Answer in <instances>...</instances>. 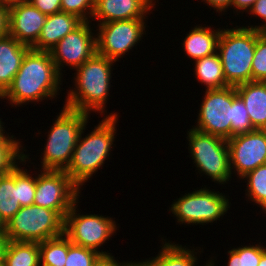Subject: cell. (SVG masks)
I'll return each mask as SVG.
<instances>
[{"label": "cell", "mask_w": 266, "mask_h": 266, "mask_svg": "<svg viewBox=\"0 0 266 266\" xmlns=\"http://www.w3.org/2000/svg\"><path fill=\"white\" fill-rule=\"evenodd\" d=\"M63 76L57 71L49 51L30 49L11 85L0 96L12 106L55 98ZM55 96V97H54Z\"/></svg>", "instance_id": "obj_1"}, {"label": "cell", "mask_w": 266, "mask_h": 266, "mask_svg": "<svg viewBox=\"0 0 266 266\" xmlns=\"http://www.w3.org/2000/svg\"><path fill=\"white\" fill-rule=\"evenodd\" d=\"M113 63L115 61L95 53L76 68L75 88L69 90L64 107L88 114L91 113L90 111L104 113L111 85Z\"/></svg>", "instance_id": "obj_2"}, {"label": "cell", "mask_w": 266, "mask_h": 266, "mask_svg": "<svg viewBox=\"0 0 266 266\" xmlns=\"http://www.w3.org/2000/svg\"><path fill=\"white\" fill-rule=\"evenodd\" d=\"M107 116L85 137H81L84 133L83 130L86 129V124L83 126L71 162L65 170L79 188L104 165L105 159L111 152L115 131H117L118 115L110 113Z\"/></svg>", "instance_id": "obj_3"}, {"label": "cell", "mask_w": 266, "mask_h": 266, "mask_svg": "<svg viewBox=\"0 0 266 266\" xmlns=\"http://www.w3.org/2000/svg\"><path fill=\"white\" fill-rule=\"evenodd\" d=\"M256 40V29L246 28V26L222 29L217 52L229 86L236 87L252 81V60Z\"/></svg>", "instance_id": "obj_4"}, {"label": "cell", "mask_w": 266, "mask_h": 266, "mask_svg": "<svg viewBox=\"0 0 266 266\" xmlns=\"http://www.w3.org/2000/svg\"><path fill=\"white\" fill-rule=\"evenodd\" d=\"M89 115L63 106V110L48 131L46 147L41 158L42 170L65 171L67 169L80 132L88 123Z\"/></svg>", "instance_id": "obj_5"}, {"label": "cell", "mask_w": 266, "mask_h": 266, "mask_svg": "<svg viewBox=\"0 0 266 266\" xmlns=\"http://www.w3.org/2000/svg\"><path fill=\"white\" fill-rule=\"evenodd\" d=\"M8 240L43 242L64 234V218L57 212L32 204L21 209L5 224Z\"/></svg>", "instance_id": "obj_6"}, {"label": "cell", "mask_w": 266, "mask_h": 266, "mask_svg": "<svg viewBox=\"0 0 266 266\" xmlns=\"http://www.w3.org/2000/svg\"><path fill=\"white\" fill-rule=\"evenodd\" d=\"M189 151L199 172L219 184L230 180L231 169L227 140L194 128L187 133Z\"/></svg>", "instance_id": "obj_7"}, {"label": "cell", "mask_w": 266, "mask_h": 266, "mask_svg": "<svg viewBox=\"0 0 266 266\" xmlns=\"http://www.w3.org/2000/svg\"><path fill=\"white\" fill-rule=\"evenodd\" d=\"M225 194L211 191L204 187L188 193L173 202L170 211L176 216L179 224L213 223L224 216L230 208ZM219 218V219H218Z\"/></svg>", "instance_id": "obj_8"}, {"label": "cell", "mask_w": 266, "mask_h": 266, "mask_svg": "<svg viewBox=\"0 0 266 266\" xmlns=\"http://www.w3.org/2000/svg\"><path fill=\"white\" fill-rule=\"evenodd\" d=\"M78 200L72 205L64 218V235L73 243L85 248L92 249L101 255L110 253L99 251V247L109 241L116 233L115 221L110 217L77 213Z\"/></svg>", "instance_id": "obj_9"}, {"label": "cell", "mask_w": 266, "mask_h": 266, "mask_svg": "<svg viewBox=\"0 0 266 266\" xmlns=\"http://www.w3.org/2000/svg\"><path fill=\"white\" fill-rule=\"evenodd\" d=\"M39 171L33 204L57 211L65 218L72 205L79 200L80 188L65 171Z\"/></svg>", "instance_id": "obj_10"}, {"label": "cell", "mask_w": 266, "mask_h": 266, "mask_svg": "<svg viewBox=\"0 0 266 266\" xmlns=\"http://www.w3.org/2000/svg\"><path fill=\"white\" fill-rule=\"evenodd\" d=\"M144 21L135 18L98 24L96 53L116 62L141 41L147 26Z\"/></svg>", "instance_id": "obj_11"}, {"label": "cell", "mask_w": 266, "mask_h": 266, "mask_svg": "<svg viewBox=\"0 0 266 266\" xmlns=\"http://www.w3.org/2000/svg\"><path fill=\"white\" fill-rule=\"evenodd\" d=\"M49 52L61 75L64 65L70 66V69L80 67L96 53V36L89 21H84L74 31L68 33Z\"/></svg>", "instance_id": "obj_12"}, {"label": "cell", "mask_w": 266, "mask_h": 266, "mask_svg": "<svg viewBox=\"0 0 266 266\" xmlns=\"http://www.w3.org/2000/svg\"><path fill=\"white\" fill-rule=\"evenodd\" d=\"M232 106V86L205 91L197 124L194 129L215 135L226 140L231 138V121H228L227 108Z\"/></svg>", "instance_id": "obj_13"}, {"label": "cell", "mask_w": 266, "mask_h": 266, "mask_svg": "<svg viewBox=\"0 0 266 266\" xmlns=\"http://www.w3.org/2000/svg\"><path fill=\"white\" fill-rule=\"evenodd\" d=\"M230 169L237 172L240 179L258 166L266 164V130L234 135L227 140Z\"/></svg>", "instance_id": "obj_14"}, {"label": "cell", "mask_w": 266, "mask_h": 266, "mask_svg": "<svg viewBox=\"0 0 266 266\" xmlns=\"http://www.w3.org/2000/svg\"><path fill=\"white\" fill-rule=\"evenodd\" d=\"M47 15L29 2L9 7L8 34L32 47L38 40Z\"/></svg>", "instance_id": "obj_15"}, {"label": "cell", "mask_w": 266, "mask_h": 266, "mask_svg": "<svg viewBox=\"0 0 266 266\" xmlns=\"http://www.w3.org/2000/svg\"><path fill=\"white\" fill-rule=\"evenodd\" d=\"M154 0H95L92 18L99 24L111 21L146 18L156 2Z\"/></svg>", "instance_id": "obj_16"}, {"label": "cell", "mask_w": 266, "mask_h": 266, "mask_svg": "<svg viewBox=\"0 0 266 266\" xmlns=\"http://www.w3.org/2000/svg\"><path fill=\"white\" fill-rule=\"evenodd\" d=\"M83 22L78 16L62 11L47 15L41 34L31 49L50 51L61 39L74 31Z\"/></svg>", "instance_id": "obj_17"}, {"label": "cell", "mask_w": 266, "mask_h": 266, "mask_svg": "<svg viewBox=\"0 0 266 266\" xmlns=\"http://www.w3.org/2000/svg\"><path fill=\"white\" fill-rule=\"evenodd\" d=\"M30 49L9 34L0 37V96L11 85Z\"/></svg>", "instance_id": "obj_18"}, {"label": "cell", "mask_w": 266, "mask_h": 266, "mask_svg": "<svg viewBox=\"0 0 266 266\" xmlns=\"http://www.w3.org/2000/svg\"><path fill=\"white\" fill-rule=\"evenodd\" d=\"M254 129L266 130V81H250L235 87Z\"/></svg>", "instance_id": "obj_19"}, {"label": "cell", "mask_w": 266, "mask_h": 266, "mask_svg": "<svg viewBox=\"0 0 266 266\" xmlns=\"http://www.w3.org/2000/svg\"><path fill=\"white\" fill-rule=\"evenodd\" d=\"M221 31L220 28L218 30L211 29V26H195L183 41L185 54L189 58L197 60L216 53Z\"/></svg>", "instance_id": "obj_20"}, {"label": "cell", "mask_w": 266, "mask_h": 266, "mask_svg": "<svg viewBox=\"0 0 266 266\" xmlns=\"http://www.w3.org/2000/svg\"><path fill=\"white\" fill-rule=\"evenodd\" d=\"M20 209L17 163L9 173L0 176V219L6 224Z\"/></svg>", "instance_id": "obj_21"}, {"label": "cell", "mask_w": 266, "mask_h": 266, "mask_svg": "<svg viewBox=\"0 0 266 266\" xmlns=\"http://www.w3.org/2000/svg\"><path fill=\"white\" fill-rule=\"evenodd\" d=\"M179 244L163 242L156 257L140 262L143 266H196L197 252ZM195 253V254H194Z\"/></svg>", "instance_id": "obj_22"}, {"label": "cell", "mask_w": 266, "mask_h": 266, "mask_svg": "<svg viewBox=\"0 0 266 266\" xmlns=\"http://www.w3.org/2000/svg\"><path fill=\"white\" fill-rule=\"evenodd\" d=\"M2 264L3 266H40L39 243L8 240Z\"/></svg>", "instance_id": "obj_23"}, {"label": "cell", "mask_w": 266, "mask_h": 266, "mask_svg": "<svg viewBox=\"0 0 266 266\" xmlns=\"http://www.w3.org/2000/svg\"><path fill=\"white\" fill-rule=\"evenodd\" d=\"M195 75L207 90L219 89L229 86L226 82L222 61L218 52L195 60Z\"/></svg>", "instance_id": "obj_24"}, {"label": "cell", "mask_w": 266, "mask_h": 266, "mask_svg": "<svg viewBox=\"0 0 266 266\" xmlns=\"http://www.w3.org/2000/svg\"><path fill=\"white\" fill-rule=\"evenodd\" d=\"M40 266H65L69 239L63 234L39 243Z\"/></svg>", "instance_id": "obj_25"}, {"label": "cell", "mask_w": 266, "mask_h": 266, "mask_svg": "<svg viewBox=\"0 0 266 266\" xmlns=\"http://www.w3.org/2000/svg\"><path fill=\"white\" fill-rule=\"evenodd\" d=\"M225 115H227L228 121H231V138L234 135L255 130L250 123V118L245 104L237 95L234 86H232V106L227 108Z\"/></svg>", "instance_id": "obj_26"}, {"label": "cell", "mask_w": 266, "mask_h": 266, "mask_svg": "<svg viewBox=\"0 0 266 266\" xmlns=\"http://www.w3.org/2000/svg\"><path fill=\"white\" fill-rule=\"evenodd\" d=\"M242 179L248 182L246 196L255 204L260 205L266 213V164L248 172Z\"/></svg>", "instance_id": "obj_27"}, {"label": "cell", "mask_w": 266, "mask_h": 266, "mask_svg": "<svg viewBox=\"0 0 266 266\" xmlns=\"http://www.w3.org/2000/svg\"><path fill=\"white\" fill-rule=\"evenodd\" d=\"M24 150L19 140H0V176L9 173L18 163L24 164L28 155L24 154ZM24 162V163H23Z\"/></svg>", "instance_id": "obj_28"}, {"label": "cell", "mask_w": 266, "mask_h": 266, "mask_svg": "<svg viewBox=\"0 0 266 266\" xmlns=\"http://www.w3.org/2000/svg\"><path fill=\"white\" fill-rule=\"evenodd\" d=\"M265 251L266 247L259 244L232 248L228 251L227 266H258Z\"/></svg>", "instance_id": "obj_29"}, {"label": "cell", "mask_w": 266, "mask_h": 266, "mask_svg": "<svg viewBox=\"0 0 266 266\" xmlns=\"http://www.w3.org/2000/svg\"><path fill=\"white\" fill-rule=\"evenodd\" d=\"M252 81H266V32L257 30V40L252 60Z\"/></svg>", "instance_id": "obj_30"}, {"label": "cell", "mask_w": 266, "mask_h": 266, "mask_svg": "<svg viewBox=\"0 0 266 266\" xmlns=\"http://www.w3.org/2000/svg\"><path fill=\"white\" fill-rule=\"evenodd\" d=\"M100 256V253L92 249L73 244L69 240L65 266H93Z\"/></svg>", "instance_id": "obj_31"}, {"label": "cell", "mask_w": 266, "mask_h": 266, "mask_svg": "<svg viewBox=\"0 0 266 266\" xmlns=\"http://www.w3.org/2000/svg\"><path fill=\"white\" fill-rule=\"evenodd\" d=\"M25 170L18 166V201L21 207L30 206L34 203L36 191V176L32 177L27 169Z\"/></svg>", "instance_id": "obj_32"}, {"label": "cell", "mask_w": 266, "mask_h": 266, "mask_svg": "<svg viewBox=\"0 0 266 266\" xmlns=\"http://www.w3.org/2000/svg\"><path fill=\"white\" fill-rule=\"evenodd\" d=\"M95 7V0H61L62 12L78 16L83 21L92 18Z\"/></svg>", "instance_id": "obj_33"}, {"label": "cell", "mask_w": 266, "mask_h": 266, "mask_svg": "<svg viewBox=\"0 0 266 266\" xmlns=\"http://www.w3.org/2000/svg\"><path fill=\"white\" fill-rule=\"evenodd\" d=\"M28 2L45 15H52L62 11L61 0H29Z\"/></svg>", "instance_id": "obj_34"}, {"label": "cell", "mask_w": 266, "mask_h": 266, "mask_svg": "<svg viewBox=\"0 0 266 266\" xmlns=\"http://www.w3.org/2000/svg\"><path fill=\"white\" fill-rule=\"evenodd\" d=\"M249 12L248 14L258 16L259 18H261V20L263 19L264 24L263 25L261 24V26L256 25L255 27L248 26L246 28L256 29L266 32V0H256L252 8L249 10Z\"/></svg>", "instance_id": "obj_35"}, {"label": "cell", "mask_w": 266, "mask_h": 266, "mask_svg": "<svg viewBox=\"0 0 266 266\" xmlns=\"http://www.w3.org/2000/svg\"><path fill=\"white\" fill-rule=\"evenodd\" d=\"M114 256L110 255H101L96 262L93 264V266H133L135 262H122L118 263Z\"/></svg>", "instance_id": "obj_36"}, {"label": "cell", "mask_w": 266, "mask_h": 266, "mask_svg": "<svg viewBox=\"0 0 266 266\" xmlns=\"http://www.w3.org/2000/svg\"><path fill=\"white\" fill-rule=\"evenodd\" d=\"M9 8L0 2V37L8 34Z\"/></svg>", "instance_id": "obj_37"}, {"label": "cell", "mask_w": 266, "mask_h": 266, "mask_svg": "<svg viewBox=\"0 0 266 266\" xmlns=\"http://www.w3.org/2000/svg\"><path fill=\"white\" fill-rule=\"evenodd\" d=\"M210 7L216 9V12H224L226 9L232 6L233 0H202ZM229 6V7H228Z\"/></svg>", "instance_id": "obj_38"}, {"label": "cell", "mask_w": 266, "mask_h": 266, "mask_svg": "<svg viewBox=\"0 0 266 266\" xmlns=\"http://www.w3.org/2000/svg\"><path fill=\"white\" fill-rule=\"evenodd\" d=\"M255 1L256 0H233L232 6L235 7L234 10L236 9V12H238V9L242 10L243 12L244 10L248 12V10L252 8Z\"/></svg>", "instance_id": "obj_39"}, {"label": "cell", "mask_w": 266, "mask_h": 266, "mask_svg": "<svg viewBox=\"0 0 266 266\" xmlns=\"http://www.w3.org/2000/svg\"><path fill=\"white\" fill-rule=\"evenodd\" d=\"M8 239L5 234H0V265H3V255Z\"/></svg>", "instance_id": "obj_40"}, {"label": "cell", "mask_w": 266, "mask_h": 266, "mask_svg": "<svg viewBox=\"0 0 266 266\" xmlns=\"http://www.w3.org/2000/svg\"><path fill=\"white\" fill-rule=\"evenodd\" d=\"M29 0H0V2L8 8L21 3H27Z\"/></svg>", "instance_id": "obj_41"}, {"label": "cell", "mask_w": 266, "mask_h": 266, "mask_svg": "<svg viewBox=\"0 0 266 266\" xmlns=\"http://www.w3.org/2000/svg\"><path fill=\"white\" fill-rule=\"evenodd\" d=\"M3 126V123H2V121H1V119H0V140H14V136H9L8 135V133H6L7 134V136L4 134L5 132V130H4V127H2Z\"/></svg>", "instance_id": "obj_42"}, {"label": "cell", "mask_w": 266, "mask_h": 266, "mask_svg": "<svg viewBox=\"0 0 266 266\" xmlns=\"http://www.w3.org/2000/svg\"><path fill=\"white\" fill-rule=\"evenodd\" d=\"M258 266H266V251L261 255V259Z\"/></svg>", "instance_id": "obj_43"}, {"label": "cell", "mask_w": 266, "mask_h": 266, "mask_svg": "<svg viewBox=\"0 0 266 266\" xmlns=\"http://www.w3.org/2000/svg\"><path fill=\"white\" fill-rule=\"evenodd\" d=\"M4 230H5V224H4L3 221L0 219V234H4Z\"/></svg>", "instance_id": "obj_44"}, {"label": "cell", "mask_w": 266, "mask_h": 266, "mask_svg": "<svg viewBox=\"0 0 266 266\" xmlns=\"http://www.w3.org/2000/svg\"><path fill=\"white\" fill-rule=\"evenodd\" d=\"M214 265H215L214 261H212V260H209V262H208V263H206V265H205V266H214Z\"/></svg>", "instance_id": "obj_45"}, {"label": "cell", "mask_w": 266, "mask_h": 266, "mask_svg": "<svg viewBox=\"0 0 266 266\" xmlns=\"http://www.w3.org/2000/svg\"><path fill=\"white\" fill-rule=\"evenodd\" d=\"M133 266H143L141 263H140V261L139 262H135L134 264H133Z\"/></svg>", "instance_id": "obj_46"}]
</instances>
